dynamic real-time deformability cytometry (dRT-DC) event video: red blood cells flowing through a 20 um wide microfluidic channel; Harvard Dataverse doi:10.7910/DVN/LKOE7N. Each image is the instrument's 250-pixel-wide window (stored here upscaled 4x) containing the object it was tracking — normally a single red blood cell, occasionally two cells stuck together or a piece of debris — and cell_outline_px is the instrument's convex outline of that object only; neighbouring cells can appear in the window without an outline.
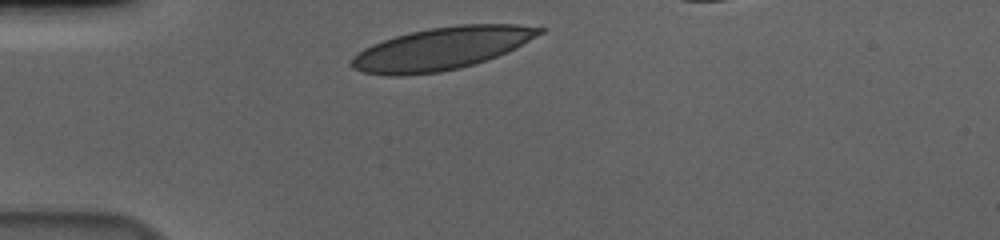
{"species": "human", "species_latin": "Homo sapiens", "temperature_condition": "cold", "stored_images_in_passage": 32, "camera_frame_rate_fps": 3000, "um_per_image_px": 0.085, "donor": {"sex": "male"}, "frame": {"image": 1, "passage_image": 1, "time_ms": 0.0, "image_size_px": [1000, 240], "cell_outline_px": [[548, 28], [544, 32], [516, 48], [508, 52], [460, 68], [440, 72], [404, 76], [388, 76], [360, 72], [352, 68], [352, 56], [364, 48], [372, 44], [396, 36], [412, 32], [432, 28], [460, 24], [516, 24]], "centroid_in_image_um": [37.54, 4.13], "position_along_channel_um": 47.5, "area_um2": 46.47}}
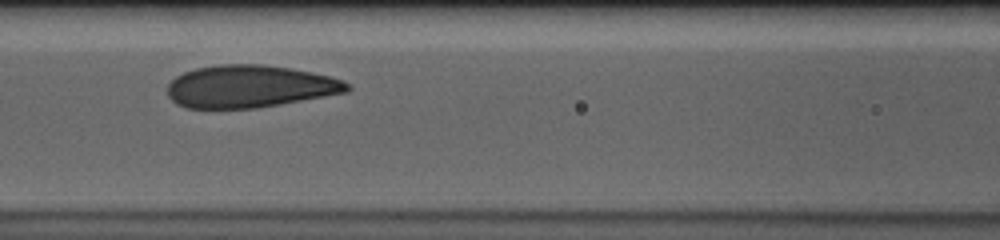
{"frame": {"image": 2, "passage_image": 11, "time_ms": 3.333, "image_size_px": [1000, 240], "cell_outline_px": [[352, 88], [348, 92], [280, 104], [256, 108], [184, 108], [176, 104], [168, 96], [168, 84], [176, 76], [184, 72], [196, 68], [220, 64], [264, 64], [312, 72], [344, 80]], "centroid_in_image_um": [21.22, 7.35], "position_along_channel_um": 145.4, "area_um2": 44.45}}
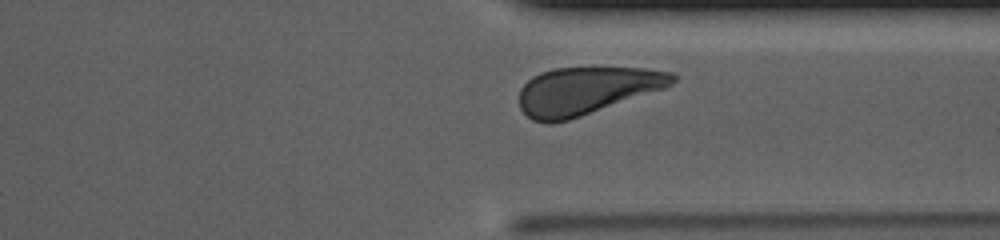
{"frame": {"image": 3, "passage_image": 29, "time_ms": 9.333, "image_size_px": [1000, 240], "cell_outline_px": [[676, 80], [672, 84], [664, 88], [568, 120], [548, 124], [532, 120], [520, 108], [520, 88], [532, 76], [540, 72], [552, 68], [644, 68], [672, 72], [676, 76]], "centroid_in_image_um": [49.81, 7.7], "position_along_channel_um": 361.6, "area_um2": 42.14}, "authors_computed_cell_mechanics": {"area_um2": 44.9684, "velocity_mm_per_s": 3.6023, "shape_relaxation_time_tau1_ms": 3.6287, "shape_relaxation_time_tau2_ms": null, "deformation_change_tau1": 0.1351, "deformation_change_tau2": null}}